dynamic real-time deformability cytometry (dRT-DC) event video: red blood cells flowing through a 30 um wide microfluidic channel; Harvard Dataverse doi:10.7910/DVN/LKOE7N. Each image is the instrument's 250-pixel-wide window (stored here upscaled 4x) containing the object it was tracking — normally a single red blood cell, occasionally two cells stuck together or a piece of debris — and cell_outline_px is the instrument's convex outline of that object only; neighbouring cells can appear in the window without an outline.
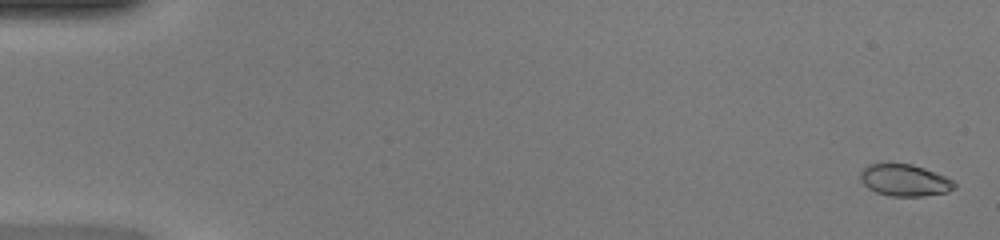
{"species": "common noctule bat (a hibernating species)", "species_latin": "Nyctalus noctula", "temperature_condition": "warm", "stored_images_in_passage": 49, "camera_frame_rate_fps": 3000, "um_per_image_px": 0.085, "animal": {"sex": "female", "body_mass_g": 20.0, "forearm_length_mm": 54.0}, "frame": {"image": 1, "passage_image": 2, "time_ms": 0.333, "image_size_px": [1000, 240], "cell_outline_px": [[956, 188], [948, 192], [924, 196], [888, 196], [876, 192], [868, 188], [860, 180], [860, 172], [868, 164], [912, 164], [924, 168], [944, 176], [952, 180], [956, 184]], "centroid_in_image_um": [76.9, 15.33], "position_along_channel_um": 8.1, "area_um2": 17.4}}
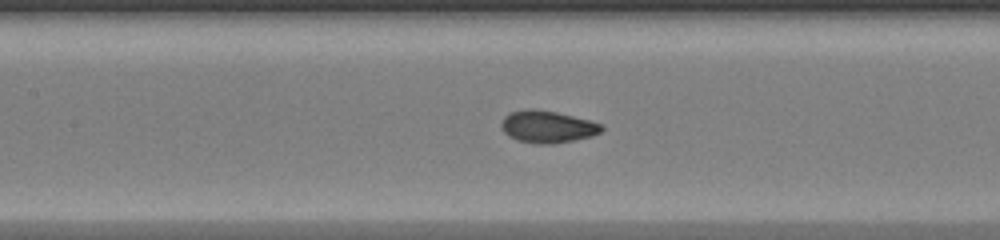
{"frame": {"image": 2, "passage_image": 24, "time_ms": 7.667, "image_size_px": [1000, 240], "cell_outline_px": [[604, 128], [600, 132], [592, 136], [552, 144], [536, 144], [516, 140], [508, 136], [500, 128], [500, 124], [504, 116], [508, 112], [528, 108], [532, 108], [556, 112], [592, 120], [600, 124]], "centroid_in_image_um": [46.49, 10.76], "position_along_channel_um": 160.9, "area_um2": 19.02}}
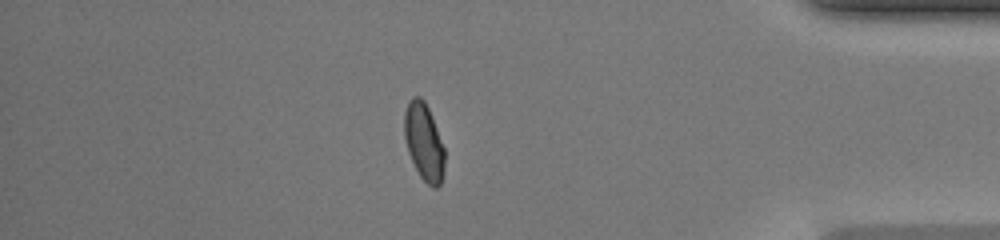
{"frame": {"image": 3, "passage_image": 43, "time_ms": 14.0, "image_size_px": [1000, 240], "cell_outline_px": [[444, 172], [440, 184], [436, 188], [432, 188], [420, 176], [408, 152], [404, 136], [404, 112], [408, 100], [412, 96], [420, 96], [424, 100], [432, 116], [444, 148]], "centroid_in_image_um": [36.02, 12.04], "position_along_channel_um": 399.2, "area_um2": 18.15}, "authors_computed_cell_mechanics": {"area_um2": 17.918, "velocity_mm_per_s": 4.2859, "shape_relaxation_time_tau1_ms": 3.8361, "shape_relaxation_time_tau2_ms": null, "deformation_change_tau1": 0.1489, "deformation_change_tau2": null}}